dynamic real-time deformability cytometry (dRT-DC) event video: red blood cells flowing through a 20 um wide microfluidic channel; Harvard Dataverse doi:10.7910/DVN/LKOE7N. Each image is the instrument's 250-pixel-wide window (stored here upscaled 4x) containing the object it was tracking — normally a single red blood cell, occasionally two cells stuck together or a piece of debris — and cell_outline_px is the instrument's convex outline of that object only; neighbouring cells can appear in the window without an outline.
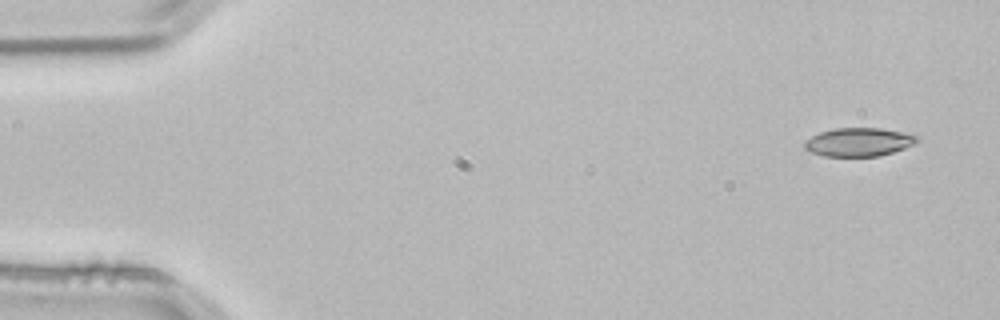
{"species": "common noctule bat (a hibernating species)", "species_latin": "Nyctalus noctula", "temperature_condition": "room temperature", "stored_images_in_passage": 3, "camera_frame_rate_fps": 3000, "um_per_image_px": 0.085, "animal": {"sex": "male", "body_mass_g": 21.5, "forearm_length_mm": 52.0}, "frame": {"image": 1, "passage_image": 1, "time_ms": 0.0, "image_size_px": [1000, 320], "cell_outline_px": [[920, 140], [904, 148], [880, 156], [824, 156], [812, 152], [804, 148], [804, 140], [820, 132], [836, 128], [880, 128], [920, 136]], "centroid_in_image_um": [72.98, 12.07], "position_along_channel_um": 12.0, "area_um2": 18.55}}